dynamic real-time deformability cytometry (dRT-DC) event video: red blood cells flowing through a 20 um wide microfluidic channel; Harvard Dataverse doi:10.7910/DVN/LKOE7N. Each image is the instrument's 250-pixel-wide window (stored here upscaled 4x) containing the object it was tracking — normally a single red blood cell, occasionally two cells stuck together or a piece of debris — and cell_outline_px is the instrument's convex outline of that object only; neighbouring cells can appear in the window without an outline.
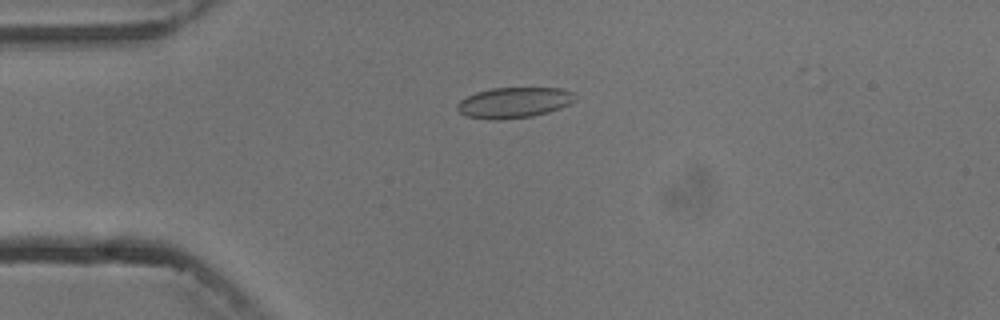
{"species": "common noctule bat (a hibernating species)", "species_latin": "Nyctalus noctula", "temperature_condition": "cold", "stored_images_in_passage": 7, "camera_frame_rate_fps": 3000, "um_per_image_px": 0.085, "animal": {"sex": "male", "body_mass_g": 13.3}, "frame": {"image": 1, "passage_image": 4, "time_ms": 3.333, "image_size_px": [1000, 320], "cell_outline_px": [[576, 100], [560, 108], [548, 112], [532, 116], [500, 120], [488, 120], [468, 116], [460, 112], [456, 108], [456, 104], [460, 100], [476, 92], [492, 88], [560, 88], [572, 92], [576, 96]], "centroid_in_image_um": [43.68, 8.72], "position_along_channel_um": 41.3, "area_um2": 21.04}}
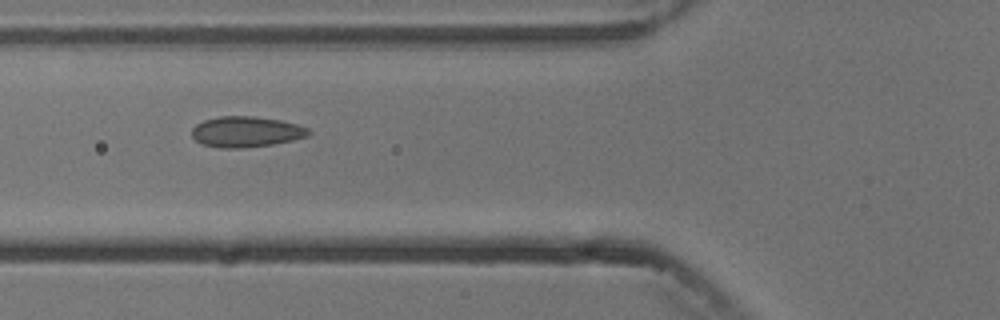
{"frame": {"image": 2, "passage_image": 6, "time_ms": 5.667, "image_size_px": [1000, 320], "cell_outline_px": [[312, 132], [308, 136], [292, 140], [272, 144], [240, 148], [220, 148], [200, 144], [192, 136], [192, 128], [196, 124], [204, 120], [220, 116], [252, 116], [280, 120], [296, 124], [308, 128]], "centroid_in_image_um": [20.9, 11.2], "position_along_channel_um": 104.9, "area_um2": 20.87}}
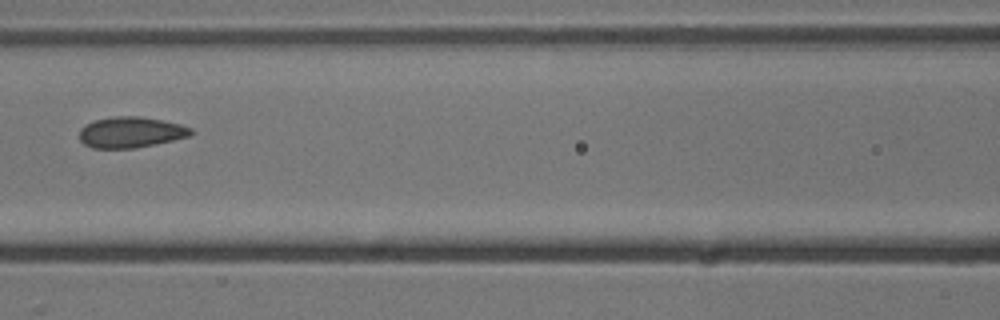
{"frame": {"image": 3, "passage_image": 7, "time_ms": 7.0, "image_size_px": [1000, 320], "cell_outline_px": [[196, 132], [192, 136], [156, 144], [132, 148], [92, 148], [84, 144], [80, 140], [80, 128], [84, 124], [96, 120], [116, 116], [140, 116], [180, 124], [192, 128]], "centroid_in_image_um": [11.15, 11.24], "position_along_channel_um": 155.5, "area_um2": 20.17}}